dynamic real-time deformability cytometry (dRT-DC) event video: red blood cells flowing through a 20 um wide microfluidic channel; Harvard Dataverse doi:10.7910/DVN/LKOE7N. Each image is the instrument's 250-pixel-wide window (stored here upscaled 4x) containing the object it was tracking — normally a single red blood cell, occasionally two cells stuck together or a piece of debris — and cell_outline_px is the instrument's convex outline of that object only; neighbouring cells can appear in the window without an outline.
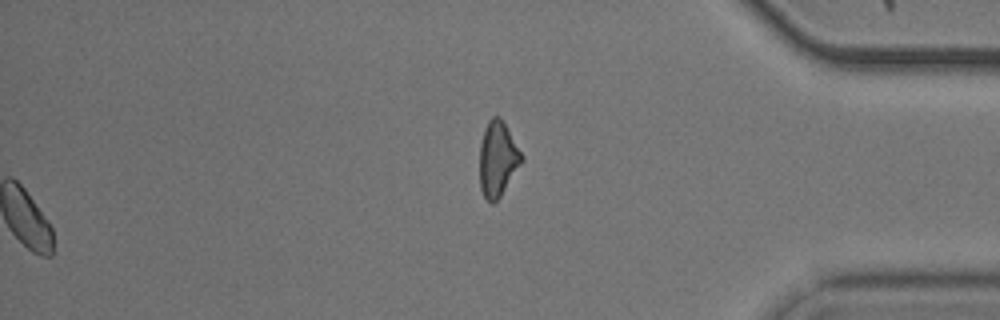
{"species": "common noctule bat (a hibernating species)", "species_latin": "Nyctalus noctula", "temperature_condition": "cold", "stored_images_in_passage": 50, "segment_of_instrument_passage": [2, 2], "camera_frame_rate_fps": 3000, "um_per_image_px": 0.085, "animal": {"sex": "male", "body_mass_g": 20.5, "forearm_length_mm": 52.5}, "frame": {"image": 1, "passage_image": 50, "time_ms": 16.333, "image_size_px": [1000, 320], "cell_outline_px": [[524, 160], [500, 196], [492, 204], [484, 196], [480, 188], [480, 144], [484, 128], [488, 120], [492, 116], [500, 116], [524, 156]], "centroid_in_image_um": [42.31, 13.48], "position_along_channel_um": 392.9, "area_um2": 18.32}}